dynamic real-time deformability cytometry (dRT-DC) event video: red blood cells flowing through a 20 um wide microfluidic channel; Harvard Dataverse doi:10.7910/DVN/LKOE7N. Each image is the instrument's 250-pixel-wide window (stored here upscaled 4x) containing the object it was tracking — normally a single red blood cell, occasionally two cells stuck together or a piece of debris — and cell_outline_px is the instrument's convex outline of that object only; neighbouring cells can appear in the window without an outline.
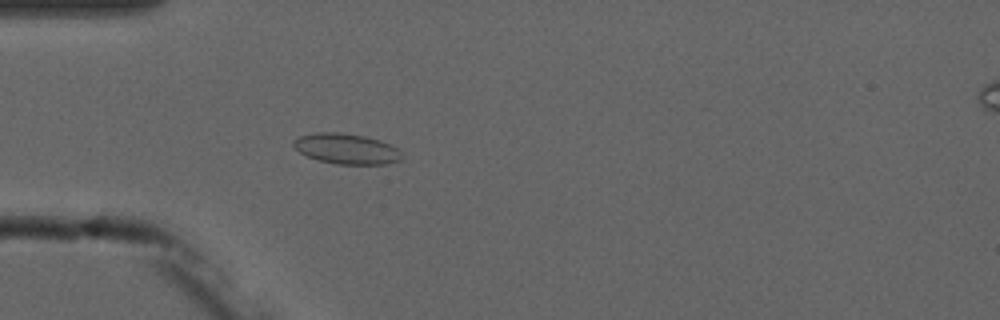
{"species": "common noctule bat (a hibernating species)", "species_latin": "Nyctalus noctula", "temperature_condition": "cold", "stored_images_in_passage": 3, "camera_frame_rate_fps": 3000, "um_per_image_px": 0.085, "animal": {"sex": "male", "forearm_length_mm": 52.5}, "frame": {"image": 1, "passage_image": 3, "time_ms": 2.667, "image_size_px": [1000, 320], "cell_outline_px": [[400, 160], [384, 164], [336, 164], [320, 160], [308, 156], [300, 152], [292, 144], [292, 140], [300, 136], [316, 132], [340, 132], [364, 136], [380, 140], [392, 144], [400, 152]], "centroid_in_image_um": [29.43, 12.63], "position_along_channel_um": 55.6, "area_um2": 19.07}}